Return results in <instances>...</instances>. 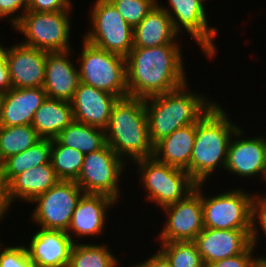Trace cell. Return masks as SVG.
Instances as JSON below:
<instances>
[{
    "label": "cell",
    "instance_id": "6da1fadb",
    "mask_svg": "<svg viewBox=\"0 0 266 267\" xmlns=\"http://www.w3.org/2000/svg\"><path fill=\"white\" fill-rule=\"evenodd\" d=\"M179 44L133 47L126 57L129 96L148 98L175 90L187 82Z\"/></svg>",
    "mask_w": 266,
    "mask_h": 267
},
{
    "label": "cell",
    "instance_id": "7a4b0ae2",
    "mask_svg": "<svg viewBox=\"0 0 266 267\" xmlns=\"http://www.w3.org/2000/svg\"><path fill=\"white\" fill-rule=\"evenodd\" d=\"M225 110L216 102L196 123L194 147L188 166V174L196 184H205L219 167L224 170L230 140L240 127L232 122Z\"/></svg>",
    "mask_w": 266,
    "mask_h": 267
},
{
    "label": "cell",
    "instance_id": "3957f363",
    "mask_svg": "<svg viewBox=\"0 0 266 267\" xmlns=\"http://www.w3.org/2000/svg\"><path fill=\"white\" fill-rule=\"evenodd\" d=\"M181 87L144 99L149 137L153 145L175 130L197 123L216 103L201 93ZM206 97V98H205Z\"/></svg>",
    "mask_w": 266,
    "mask_h": 267
},
{
    "label": "cell",
    "instance_id": "277c9868",
    "mask_svg": "<svg viewBox=\"0 0 266 267\" xmlns=\"http://www.w3.org/2000/svg\"><path fill=\"white\" fill-rule=\"evenodd\" d=\"M106 143L125 162L153 157L143 98L126 96L114 103L105 129Z\"/></svg>",
    "mask_w": 266,
    "mask_h": 267
},
{
    "label": "cell",
    "instance_id": "5b68a950",
    "mask_svg": "<svg viewBox=\"0 0 266 267\" xmlns=\"http://www.w3.org/2000/svg\"><path fill=\"white\" fill-rule=\"evenodd\" d=\"M78 55L80 82L116 95L129 96L127 89L126 58L100 49L82 39ZM80 56V57H79Z\"/></svg>",
    "mask_w": 266,
    "mask_h": 267
},
{
    "label": "cell",
    "instance_id": "8992f818",
    "mask_svg": "<svg viewBox=\"0 0 266 267\" xmlns=\"http://www.w3.org/2000/svg\"><path fill=\"white\" fill-rule=\"evenodd\" d=\"M146 193V201L163 208L183 200L196 183L182 169L158 162L154 157L133 162ZM149 200V201H148Z\"/></svg>",
    "mask_w": 266,
    "mask_h": 267
},
{
    "label": "cell",
    "instance_id": "52a82bcc",
    "mask_svg": "<svg viewBox=\"0 0 266 267\" xmlns=\"http://www.w3.org/2000/svg\"><path fill=\"white\" fill-rule=\"evenodd\" d=\"M71 10L55 12L26 11L13 26L14 31L24 34L21 43L45 52L71 50Z\"/></svg>",
    "mask_w": 266,
    "mask_h": 267
},
{
    "label": "cell",
    "instance_id": "ba28073f",
    "mask_svg": "<svg viewBox=\"0 0 266 267\" xmlns=\"http://www.w3.org/2000/svg\"><path fill=\"white\" fill-rule=\"evenodd\" d=\"M90 9L88 29L83 39L110 53L127 57L133 48V28L109 0H96Z\"/></svg>",
    "mask_w": 266,
    "mask_h": 267
},
{
    "label": "cell",
    "instance_id": "9c48e42d",
    "mask_svg": "<svg viewBox=\"0 0 266 267\" xmlns=\"http://www.w3.org/2000/svg\"><path fill=\"white\" fill-rule=\"evenodd\" d=\"M241 189L223 190L211 197L201 189L204 228L251 230L254 194Z\"/></svg>",
    "mask_w": 266,
    "mask_h": 267
},
{
    "label": "cell",
    "instance_id": "30bf717a",
    "mask_svg": "<svg viewBox=\"0 0 266 267\" xmlns=\"http://www.w3.org/2000/svg\"><path fill=\"white\" fill-rule=\"evenodd\" d=\"M125 162L106 144L103 148L84 155L81 172L75 181L86 194H103L119 203L120 181Z\"/></svg>",
    "mask_w": 266,
    "mask_h": 267
},
{
    "label": "cell",
    "instance_id": "8fae6325",
    "mask_svg": "<svg viewBox=\"0 0 266 267\" xmlns=\"http://www.w3.org/2000/svg\"><path fill=\"white\" fill-rule=\"evenodd\" d=\"M84 191L75 181L60 180L47 192L38 195L30 204H36L31 221L47 230L67 232L79 199Z\"/></svg>",
    "mask_w": 266,
    "mask_h": 267
},
{
    "label": "cell",
    "instance_id": "7c38bea8",
    "mask_svg": "<svg viewBox=\"0 0 266 267\" xmlns=\"http://www.w3.org/2000/svg\"><path fill=\"white\" fill-rule=\"evenodd\" d=\"M155 1L156 6L167 12L178 34H182V31L189 33L207 59L216 56L215 38L218 36V29L217 26L215 28L209 25L208 12L204 4L207 0H167L168 7L162 6L163 3L160 4L158 0Z\"/></svg>",
    "mask_w": 266,
    "mask_h": 267
},
{
    "label": "cell",
    "instance_id": "4fadbf2b",
    "mask_svg": "<svg viewBox=\"0 0 266 267\" xmlns=\"http://www.w3.org/2000/svg\"><path fill=\"white\" fill-rule=\"evenodd\" d=\"M204 183L195 185L194 190L183 200L161 208L166 215L163 229L156 238L160 243L173 241H193L204 229L201 188Z\"/></svg>",
    "mask_w": 266,
    "mask_h": 267
},
{
    "label": "cell",
    "instance_id": "5bb4252c",
    "mask_svg": "<svg viewBox=\"0 0 266 267\" xmlns=\"http://www.w3.org/2000/svg\"><path fill=\"white\" fill-rule=\"evenodd\" d=\"M239 127L232 136L224 170L229 174L265 181L266 178V136L245 137ZM244 138V139H243ZM253 176V177H252Z\"/></svg>",
    "mask_w": 266,
    "mask_h": 267
},
{
    "label": "cell",
    "instance_id": "9a60e30c",
    "mask_svg": "<svg viewBox=\"0 0 266 267\" xmlns=\"http://www.w3.org/2000/svg\"><path fill=\"white\" fill-rule=\"evenodd\" d=\"M47 52L16 43L6 47L12 88L43 87Z\"/></svg>",
    "mask_w": 266,
    "mask_h": 267
},
{
    "label": "cell",
    "instance_id": "2e32d148",
    "mask_svg": "<svg viewBox=\"0 0 266 267\" xmlns=\"http://www.w3.org/2000/svg\"><path fill=\"white\" fill-rule=\"evenodd\" d=\"M116 203L115 199L107 195L84 193L76 205L66 233L74 243L83 237L101 235L106 228V212H110V208H114Z\"/></svg>",
    "mask_w": 266,
    "mask_h": 267
},
{
    "label": "cell",
    "instance_id": "e0dca14e",
    "mask_svg": "<svg viewBox=\"0 0 266 267\" xmlns=\"http://www.w3.org/2000/svg\"><path fill=\"white\" fill-rule=\"evenodd\" d=\"M251 230L204 228L193 240L207 264L243 253L252 243Z\"/></svg>",
    "mask_w": 266,
    "mask_h": 267
},
{
    "label": "cell",
    "instance_id": "ac0fdd59",
    "mask_svg": "<svg viewBox=\"0 0 266 267\" xmlns=\"http://www.w3.org/2000/svg\"><path fill=\"white\" fill-rule=\"evenodd\" d=\"M117 100L116 95L80 82L70 101L73 119L105 130L110 121L112 107Z\"/></svg>",
    "mask_w": 266,
    "mask_h": 267
},
{
    "label": "cell",
    "instance_id": "d6986e66",
    "mask_svg": "<svg viewBox=\"0 0 266 267\" xmlns=\"http://www.w3.org/2000/svg\"><path fill=\"white\" fill-rule=\"evenodd\" d=\"M72 51V52H71ZM73 50L47 52L43 89L47 98L71 101L80 83L78 63L70 58Z\"/></svg>",
    "mask_w": 266,
    "mask_h": 267
},
{
    "label": "cell",
    "instance_id": "ffe728a7",
    "mask_svg": "<svg viewBox=\"0 0 266 267\" xmlns=\"http://www.w3.org/2000/svg\"><path fill=\"white\" fill-rule=\"evenodd\" d=\"M30 239L26 249L35 267H68L74 242L65 231L39 228Z\"/></svg>",
    "mask_w": 266,
    "mask_h": 267
},
{
    "label": "cell",
    "instance_id": "44dd1931",
    "mask_svg": "<svg viewBox=\"0 0 266 267\" xmlns=\"http://www.w3.org/2000/svg\"><path fill=\"white\" fill-rule=\"evenodd\" d=\"M47 98L43 87L11 88L0 95V126L31 125Z\"/></svg>",
    "mask_w": 266,
    "mask_h": 267
},
{
    "label": "cell",
    "instance_id": "7402d4cb",
    "mask_svg": "<svg viewBox=\"0 0 266 267\" xmlns=\"http://www.w3.org/2000/svg\"><path fill=\"white\" fill-rule=\"evenodd\" d=\"M59 181L51 162L28 169L6 185L8 201L10 205L16 200L30 203Z\"/></svg>",
    "mask_w": 266,
    "mask_h": 267
},
{
    "label": "cell",
    "instance_id": "603a6c76",
    "mask_svg": "<svg viewBox=\"0 0 266 267\" xmlns=\"http://www.w3.org/2000/svg\"><path fill=\"white\" fill-rule=\"evenodd\" d=\"M195 136L196 123L179 128L154 145L153 157L160 163L188 173Z\"/></svg>",
    "mask_w": 266,
    "mask_h": 267
},
{
    "label": "cell",
    "instance_id": "cb8c5ba5",
    "mask_svg": "<svg viewBox=\"0 0 266 267\" xmlns=\"http://www.w3.org/2000/svg\"><path fill=\"white\" fill-rule=\"evenodd\" d=\"M179 34L174 30L167 12L155 6L148 15L133 28V47H157L166 44H180Z\"/></svg>",
    "mask_w": 266,
    "mask_h": 267
},
{
    "label": "cell",
    "instance_id": "d4e9b609",
    "mask_svg": "<svg viewBox=\"0 0 266 267\" xmlns=\"http://www.w3.org/2000/svg\"><path fill=\"white\" fill-rule=\"evenodd\" d=\"M73 121V110L69 101L46 98L34 113L31 125L41 139L53 140Z\"/></svg>",
    "mask_w": 266,
    "mask_h": 267
},
{
    "label": "cell",
    "instance_id": "484cf974",
    "mask_svg": "<svg viewBox=\"0 0 266 267\" xmlns=\"http://www.w3.org/2000/svg\"><path fill=\"white\" fill-rule=\"evenodd\" d=\"M52 140L40 139L25 151L12 155L0 164V181L7 185L28 169L50 163Z\"/></svg>",
    "mask_w": 266,
    "mask_h": 267
},
{
    "label": "cell",
    "instance_id": "4316f807",
    "mask_svg": "<svg viewBox=\"0 0 266 267\" xmlns=\"http://www.w3.org/2000/svg\"><path fill=\"white\" fill-rule=\"evenodd\" d=\"M61 145L73 148L84 155L103 148L106 143L105 130L73 121L55 138Z\"/></svg>",
    "mask_w": 266,
    "mask_h": 267
},
{
    "label": "cell",
    "instance_id": "83f0119b",
    "mask_svg": "<svg viewBox=\"0 0 266 267\" xmlns=\"http://www.w3.org/2000/svg\"><path fill=\"white\" fill-rule=\"evenodd\" d=\"M73 244L70 251L68 267H119L115 257L106 244L79 243ZM119 265V266H118Z\"/></svg>",
    "mask_w": 266,
    "mask_h": 267
},
{
    "label": "cell",
    "instance_id": "f1b7e54d",
    "mask_svg": "<svg viewBox=\"0 0 266 267\" xmlns=\"http://www.w3.org/2000/svg\"><path fill=\"white\" fill-rule=\"evenodd\" d=\"M40 139L32 125L0 126V164L8 157L25 151Z\"/></svg>",
    "mask_w": 266,
    "mask_h": 267
},
{
    "label": "cell",
    "instance_id": "f546056e",
    "mask_svg": "<svg viewBox=\"0 0 266 267\" xmlns=\"http://www.w3.org/2000/svg\"><path fill=\"white\" fill-rule=\"evenodd\" d=\"M84 154L52 140L50 162L59 180L76 181L83 165Z\"/></svg>",
    "mask_w": 266,
    "mask_h": 267
},
{
    "label": "cell",
    "instance_id": "4dcf8cb0",
    "mask_svg": "<svg viewBox=\"0 0 266 267\" xmlns=\"http://www.w3.org/2000/svg\"><path fill=\"white\" fill-rule=\"evenodd\" d=\"M159 252L170 267H205L202 257L193 241L159 243Z\"/></svg>",
    "mask_w": 266,
    "mask_h": 267
},
{
    "label": "cell",
    "instance_id": "1f68e13d",
    "mask_svg": "<svg viewBox=\"0 0 266 267\" xmlns=\"http://www.w3.org/2000/svg\"><path fill=\"white\" fill-rule=\"evenodd\" d=\"M123 19L135 28L155 8V0H109Z\"/></svg>",
    "mask_w": 266,
    "mask_h": 267
},
{
    "label": "cell",
    "instance_id": "d6a6232c",
    "mask_svg": "<svg viewBox=\"0 0 266 267\" xmlns=\"http://www.w3.org/2000/svg\"><path fill=\"white\" fill-rule=\"evenodd\" d=\"M259 226V227H257ZM260 228V229H259ZM262 228V229H261ZM262 230V231H261ZM262 233H261V232ZM263 234V235H262ZM266 238V193H256L252 200V217H251V243L257 248L260 239L259 236Z\"/></svg>",
    "mask_w": 266,
    "mask_h": 267
},
{
    "label": "cell",
    "instance_id": "836d02e7",
    "mask_svg": "<svg viewBox=\"0 0 266 267\" xmlns=\"http://www.w3.org/2000/svg\"><path fill=\"white\" fill-rule=\"evenodd\" d=\"M0 244V267H35L24 245L5 246ZM4 249V250H3Z\"/></svg>",
    "mask_w": 266,
    "mask_h": 267
},
{
    "label": "cell",
    "instance_id": "e575fe53",
    "mask_svg": "<svg viewBox=\"0 0 266 267\" xmlns=\"http://www.w3.org/2000/svg\"><path fill=\"white\" fill-rule=\"evenodd\" d=\"M27 2L28 0H0V20L5 18L13 27L27 11Z\"/></svg>",
    "mask_w": 266,
    "mask_h": 267
},
{
    "label": "cell",
    "instance_id": "d590c367",
    "mask_svg": "<svg viewBox=\"0 0 266 267\" xmlns=\"http://www.w3.org/2000/svg\"><path fill=\"white\" fill-rule=\"evenodd\" d=\"M71 0H28L27 11L55 12L72 10Z\"/></svg>",
    "mask_w": 266,
    "mask_h": 267
},
{
    "label": "cell",
    "instance_id": "8d00e7d4",
    "mask_svg": "<svg viewBox=\"0 0 266 267\" xmlns=\"http://www.w3.org/2000/svg\"><path fill=\"white\" fill-rule=\"evenodd\" d=\"M256 247L251 244L243 253L207 264L205 267H248L254 258Z\"/></svg>",
    "mask_w": 266,
    "mask_h": 267
},
{
    "label": "cell",
    "instance_id": "74e56055",
    "mask_svg": "<svg viewBox=\"0 0 266 267\" xmlns=\"http://www.w3.org/2000/svg\"><path fill=\"white\" fill-rule=\"evenodd\" d=\"M0 46V95L12 88L9 68L6 62V47Z\"/></svg>",
    "mask_w": 266,
    "mask_h": 267
},
{
    "label": "cell",
    "instance_id": "f35d334b",
    "mask_svg": "<svg viewBox=\"0 0 266 267\" xmlns=\"http://www.w3.org/2000/svg\"><path fill=\"white\" fill-rule=\"evenodd\" d=\"M131 267H170L166 258L157 250L152 256L148 257L142 262H138Z\"/></svg>",
    "mask_w": 266,
    "mask_h": 267
},
{
    "label": "cell",
    "instance_id": "ab89813d",
    "mask_svg": "<svg viewBox=\"0 0 266 267\" xmlns=\"http://www.w3.org/2000/svg\"><path fill=\"white\" fill-rule=\"evenodd\" d=\"M10 206L7 198L6 185L0 181V222H2L1 220L8 215L7 212L9 211Z\"/></svg>",
    "mask_w": 266,
    "mask_h": 267
},
{
    "label": "cell",
    "instance_id": "60d3db41",
    "mask_svg": "<svg viewBox=\"0 0 266 267\" xmlns=\"http://www.w3.org/2000/svg\"><path fill=\"white\" fill-rule=\"evenodd\" d=\"M256 256L252 259L248 267H266V257L263 255Z\"/></svg>",
    "mask_w": 266,
    "mask_h": 267
}]
</instances>
